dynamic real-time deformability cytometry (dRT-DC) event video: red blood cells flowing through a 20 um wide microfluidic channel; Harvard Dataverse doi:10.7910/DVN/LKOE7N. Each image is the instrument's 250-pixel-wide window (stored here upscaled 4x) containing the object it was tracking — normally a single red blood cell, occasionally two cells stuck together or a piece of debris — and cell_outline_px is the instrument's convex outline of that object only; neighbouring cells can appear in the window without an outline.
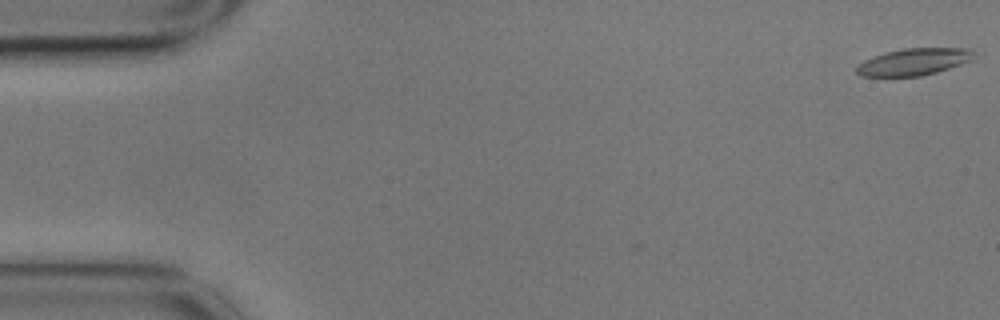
{"species": "common noctule bat (a hibernating species)", "species_latin": "Nyctalus noctula", "temperature_condition": "cold", "stored_images_in_passage": 8, "camera_frame_rate_fps": 3000, "um_per_image_px": 0.085, "animal": {"sex": "male", "body_mass_g": 17.9}, "frame": {"image": 1, "passage_image": 1, "time_ms": 0.0, "image_size_px": [1000, 320], "cell_outline_px": [[976, 56], [972, 60], [936, 72], [920, 76], [860, 76], [856, 72], [856, 68], [864, 60], [884, 52], [904, 48], [964, 48], [972, 52]], "centroid_in_image_um": [77.65, 5.25], "position_along_channel_um": 7.3, "area_um2": 18.21}}